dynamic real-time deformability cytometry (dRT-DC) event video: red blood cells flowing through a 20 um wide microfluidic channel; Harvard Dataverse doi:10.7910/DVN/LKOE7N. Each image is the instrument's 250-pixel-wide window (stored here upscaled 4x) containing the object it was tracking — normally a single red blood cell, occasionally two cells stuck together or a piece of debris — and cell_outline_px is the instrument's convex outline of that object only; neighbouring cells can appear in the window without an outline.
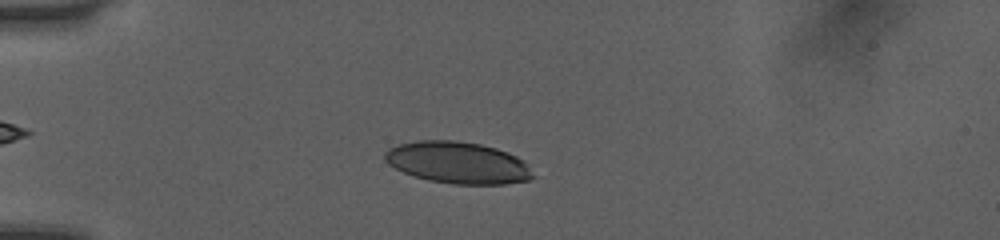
{"species": "human", "species_latin": "Homo sapiens", "temperature_condition": "room temperature", "stored_images_in_passage": 42, "camera_frame_rate_fps": 3000, "um_per_image_px": 0.085, "donor": {"sex": "female"}, "frame": {"image": 1, "passage_image": 10, "time_ms": 3.0, "image_size_px": [1000, 240], "cell_outline_px": [[536, 176], [528, 180], [504, 184], [452, 184], [428, 180], [404, 172], [388, 164], [384, 160], [384, 152], [388, 148], [396, 144], [420, 140], [452, 140], [480, 144], [496, 148], [508, 152], [524, 160]], "centroid_in_image_um": [38.91, 13.82], "position_along_channel_um": 46.1, "area_um2": 36.18}}
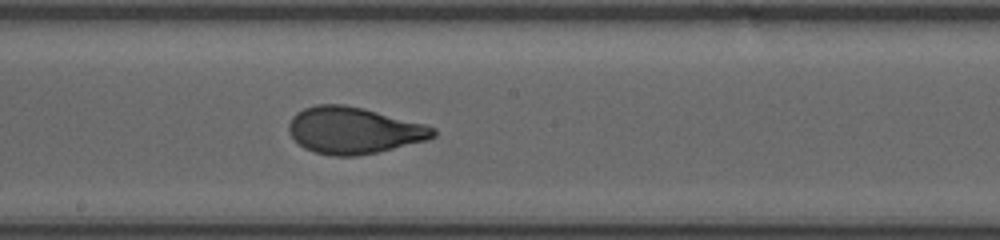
{"frame": {"image": 2, "passage_image": 25, "time_ms": 8.0, "image_size_px": [1000, 240], "cell_outline_px": [[436, 136], [428, 140], [376, 152], [356, 156], [332, 156], [316, 152], [304, 148], [288, 132], [288, 124], [292, 116], [296, 112], [304, 108], [316, 104], [344, 104], [364, 108], [424, 124], [436, 128]], "centroid_in_image_um": [30.06, 11.07], "position_along_channel_um": 218.1, "area_um2": 39.25}}
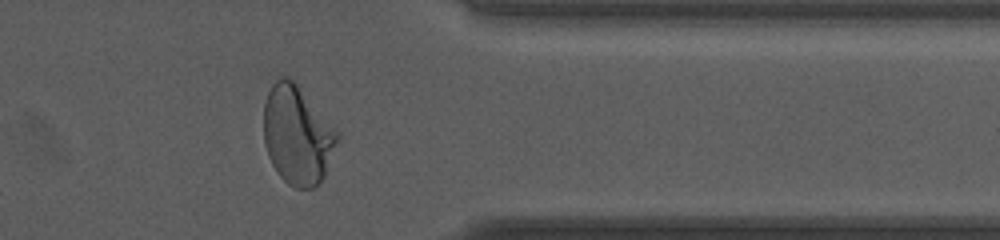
{"frame": {"image": 3, "passage_image": 38, "time_ms": 12.333, "image_size_px": [1000, 240], "cell_outline_px": [[340, 140], [324, 176], [320, 184], [316, 188], [296, 188], [288, 184], [276, 172], [268, 156], [264, 144], [264, 104], [268, 92], [272, 84], [280, 76], [288, 76], [296, 84], [340, 132]], "centroid_in_image_um": [25.29, 11.51], "position_along_channel_um": 386.1, "area_um2": 42.66}, "authors_computed_cell_mechanics": {"area_um2": 38.5526, "velocity_mm_per_s": 4.0667, "shape_relaxation_time_tau1_ms": 4.4966, "shape_relaxation_time_tau2_ms": null, "deformation_change_tau1": 0.2287, "deformation_change_tau2": null}}